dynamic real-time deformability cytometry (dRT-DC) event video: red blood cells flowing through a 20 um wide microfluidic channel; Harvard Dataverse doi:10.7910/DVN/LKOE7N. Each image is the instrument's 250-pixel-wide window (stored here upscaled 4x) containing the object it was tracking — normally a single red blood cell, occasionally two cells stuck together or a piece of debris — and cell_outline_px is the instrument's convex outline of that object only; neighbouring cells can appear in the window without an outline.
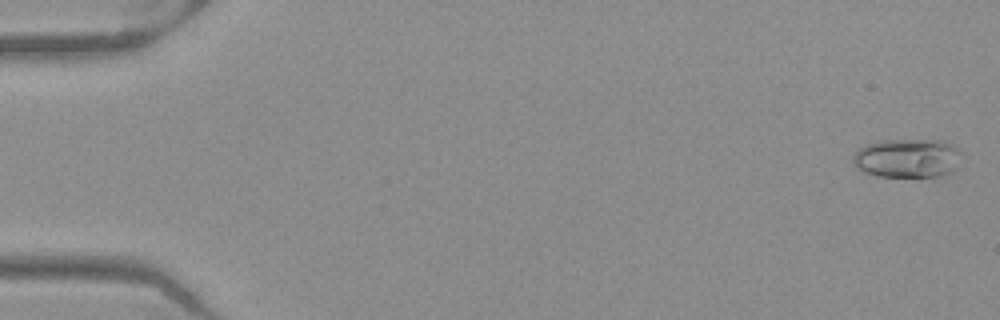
{"species": "Egyptian fruit bat (a non-hibernating species)", "species_latin": "Rousettus aegyptiacus", "temperature_condition": "warm", "stored_images_in_passage": 21, "camera_frame_rate_fps": 3000, "um_per_image_px": 0.085, "frame": {"image": 1, "passage_image": 1, "time_ms": 0.0, "image_size_px": [1000, 320], "cell_outline_px": [[964, 152], [952, 172], [940, 176], [876, 176], [864, 172], [852, 160], [852, 156], [856, 148], [880, 140], [944, 140], [960, 148]], "centroid_in_image_um": [77.16, 13.42], "position_along_channel_um": 7.8, "area_um2": 24.91}}
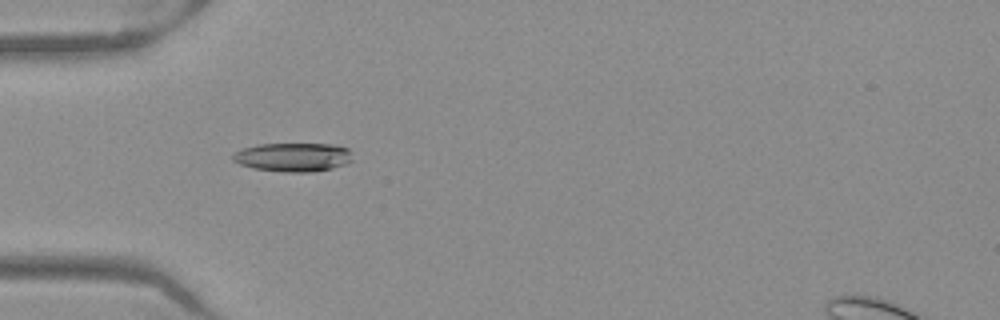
{"frame": {"image": 2, "passage_image": 16, "time_ms": 5.0, "image_size_px": [1000, 320], "cell_outline_px": [[352, 160], [344, 164], [332, 168], [312, 172], [284, 172], [252, 168], [240, 164], [232, 160], [232, 156], [236, 152], [244, 148], [256, 144], [332, 144], [348, 148], [352, 152]], "centroid_in_image_um": [24.92, 13.35], "position_along_channel_um": 60.1, "area_um2": 20.11}}
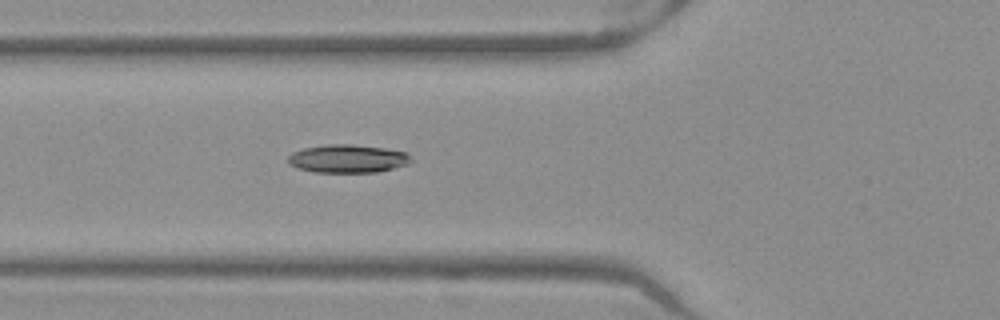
{"frame": {"image": 3, "passage_image": 19, "time_ms": 6.0, "image_size_px": [1000, 320], "cell_outline_px": [[412, 160], [408, 164], [376, 172], [312, 172], [296, 168], [288, 164], [288, 156], [292, 152], [304, 148], [328, 144], [352, 144], [384, 148], [408, 152]], "centroid_in_image_um": [29.53, 13.48], "position_along_channel_um": 96.3, "area_um2": 20.29}}